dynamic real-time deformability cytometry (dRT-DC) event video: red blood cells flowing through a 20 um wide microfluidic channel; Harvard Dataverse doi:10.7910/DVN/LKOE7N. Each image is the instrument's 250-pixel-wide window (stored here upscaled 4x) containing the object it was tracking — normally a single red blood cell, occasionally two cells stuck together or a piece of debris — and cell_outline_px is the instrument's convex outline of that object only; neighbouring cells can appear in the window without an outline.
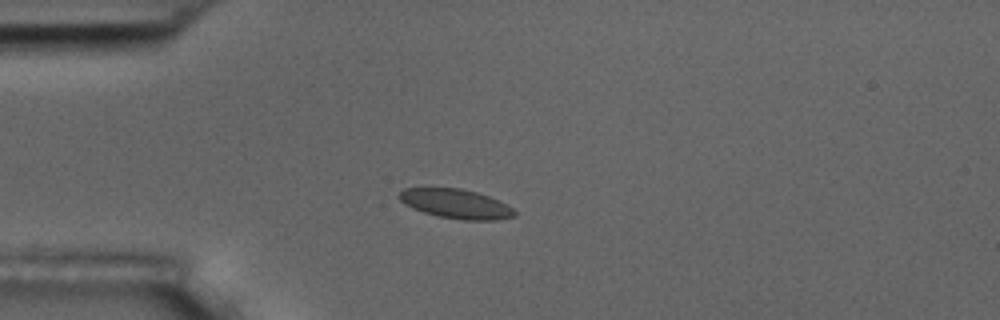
{"species": "common noctule bat (a hibernating species)", "species_latin": "Nyctalus noctula", "temperature_condition": "room temperature", "stored_images_in_passage": 6, "camera_frame_rate_fps": 3000, "um_per_image_px": 0.085, "animal": {"sex": "male", "body_mass_g": 17.5, "forearm_length_mm": 52.3}, "frame": {"image": 1, "passage_image": 4, "time_ms": 3.333, "image_size_px": [1000, 320], "cell_outline_px": [[516, 216], [496, 220], [464, 220], [436, 216], [412, 208], [404, 204], [396, 196], [404, 188], [460, 188], [476, 192], [500, 200], [508, 204], [516, 212]], "centroid_in_image_um": [38.75, 17.32], "position_along_channel_um": 46.2, "area_um2": 19.88}}
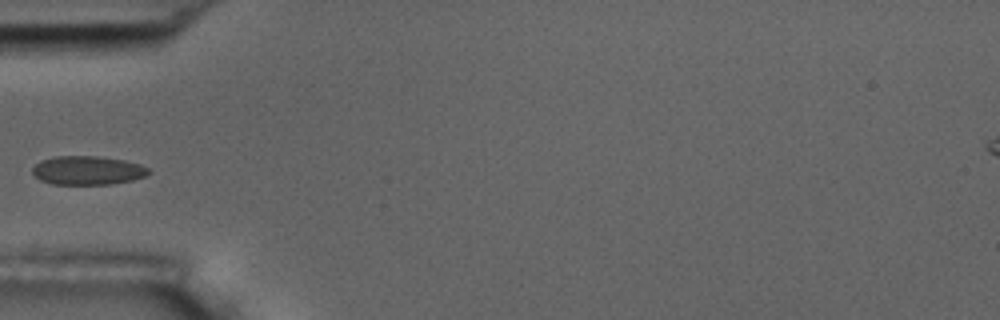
{"frame": {"image": 2, "passage_image": 5, "time_ms": 4.667, "image_size_px": [1000, 320], "cell_outline_px": [[152, 172], [144, 176], [132, 180], [112, 184], [52, 184], [40, 180], [32, 172], [32, 168], [40, 160], [56, 156], [96, 156], [124, 160], [140, 164], [148, 168]], "centroid_in_image_um": [7.44, 14.48], "position_along_channel_um": 77.6, "area_um2": 19.48}}